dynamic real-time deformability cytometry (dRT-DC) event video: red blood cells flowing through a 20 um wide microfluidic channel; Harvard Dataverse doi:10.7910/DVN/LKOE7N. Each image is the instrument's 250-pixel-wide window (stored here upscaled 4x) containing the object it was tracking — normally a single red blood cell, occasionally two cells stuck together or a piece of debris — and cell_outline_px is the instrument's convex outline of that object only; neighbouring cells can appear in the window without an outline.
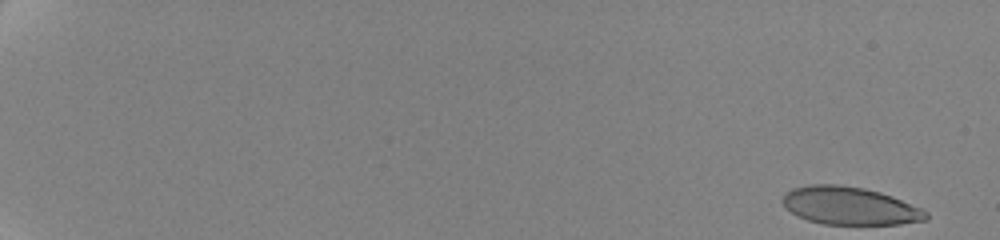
{"species": "human", "species_latin": "Homo sapiens", "temperature_condition": "cold", "stored_images_in_passage": 47, "camera_frame_rate_fps": 3000, "um_per_image_px": 0.085, "donor": {"sex": "female"}, "frame": {"image": 1, "passage_image": 1, "time_ms": 0.0, "image_size_px": [1000, 240], "cell_outline_px": [[928, 216], [924, 220], [900, 224], [824, 224], [808, 220], [796, 216], [780, 200], [784, 192], [792, 188], [808, 184], [836, 184], [864, 188], [880, 192], [892, 196], [920, 208], [928, 212]], "centroid_in_image_um": [72.18, 17.48], "position_along_channel_um": 12.8, "area_um2": 31.62}}
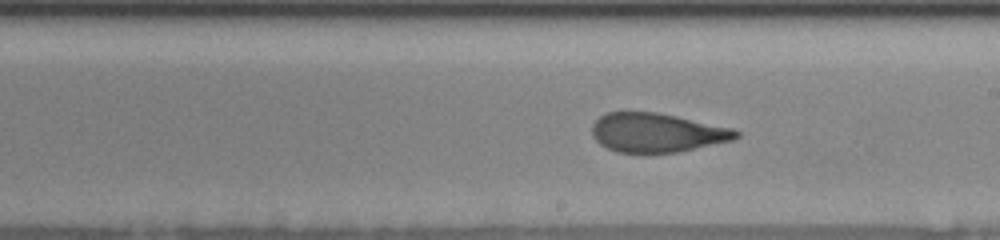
{"frame": {"image": 2, "passage_image": 27, "time_ms": 12.0, "image_size_px": [1000, 240], "cell_outline_px": [[740, 136], [732, 140], [680, 152], [616, 152], [600, 144], [592, 136], [592, 124], [600, 116], [608, 112], [656, 112], [676, 116], [732, 128], [740, 132]], "centroid_in_image_um": [55.83, 11.27], "position_along_channel_um": 233.2, "area_um2": 32.6}}
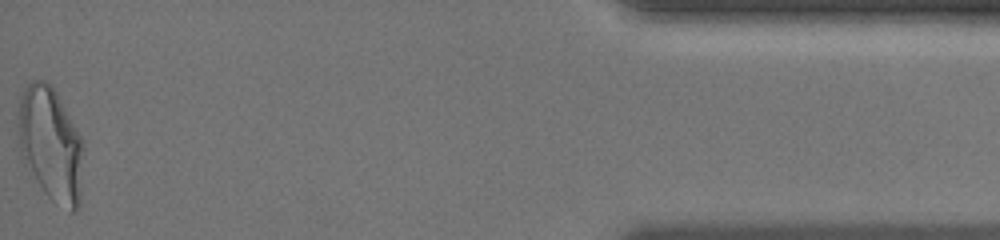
{"frame": {"image": 3, "passage_image": 47, "time_ms": 19.333, "image_size_px": [1000, 240], "cell_outline_px": [[84, 148], [80, 208], [72, 212], [52, 200], [44, 192], [24, 156], [20, 148], [16, 124], [16, 112], [20, 96], [24, 88], [32, 80], [44, 80], [52, 84], [80, 136], [84, 144]], "centroid_in_image_um": [4.32, 12.21], "position_along_channel_um": 430.9, "area_um2": 43.35}, "authors_computed_cell_mechanics": {"area_um2": 33.6974, "velocity_mm_per_s": 3.5416, "shape_relaxation_time_tau1_ms": 7.9608, "shape_relaxation_time_tau2_ms": 0.9887, "deformation_change_tau1": 0.2304, "deformation_change_tau2": 0.0842}}